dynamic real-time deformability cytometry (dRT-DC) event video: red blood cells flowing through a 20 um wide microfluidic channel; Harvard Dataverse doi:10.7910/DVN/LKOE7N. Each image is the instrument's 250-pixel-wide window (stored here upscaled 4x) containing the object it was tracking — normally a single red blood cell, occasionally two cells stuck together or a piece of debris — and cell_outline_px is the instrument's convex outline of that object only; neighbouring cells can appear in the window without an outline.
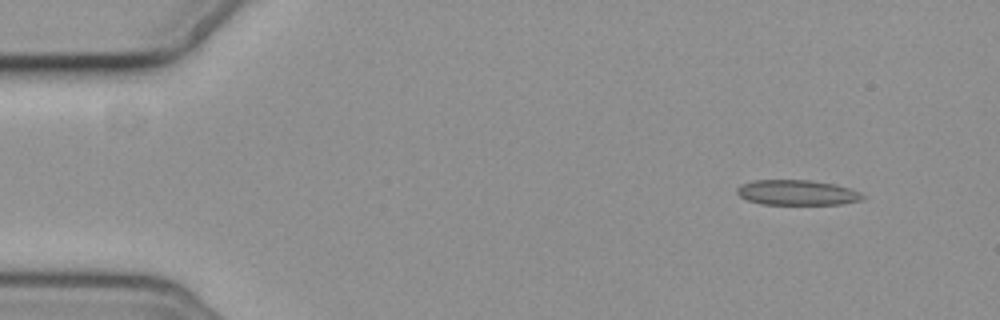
{"species": "common noctule bat (a hibernating species)", "species_latin": "Nyctalus noctula", "temperature_condition": "cold", "stored_images_in_passage": 4, "camera_frame_rate_fps": 3000, "um_per_image_px": 0.085, "animal": {"sex": "female", "body_mass_g": 19.3, "forearm_length_mm": 54.1}, "frame": {"image": 1, "passage_image": 1, "time_ms": 0.0, "image_size_px": [1000, 320], "cell_outline_px": [[864, 196], [860, 200], [840, 204], [764, 204], [748, 200], [740, 196], [736, 192], [736, 188], [740, 184], [752, 180], [812, 180], [832, 184], [848, 188], [860, 192]], "centroid_in_image_um": [67.7, 16.36], "position_along_channel_um": 17.3, "area_um2": 18.26}}
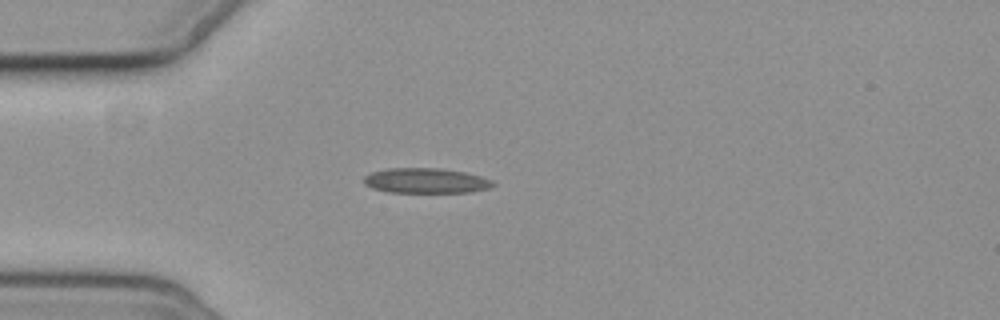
{"frame": {"image": 2, "passage_image": 4, "time_ms": 3.333, "image_size_px": [1000, 320], "cell_outline_px": [[496, 184], [488, 188], [472, 192], [388, 192], [372, 188], [364, 184], [364, 176], [372, 172], [388, 168], [440, 168], [464, 172], [480, 176], [492, 180]], "centroid_in_image_um": [36.19, 15.36], "position_along_channel_um": 48.8, "area_um2": 18.84}}